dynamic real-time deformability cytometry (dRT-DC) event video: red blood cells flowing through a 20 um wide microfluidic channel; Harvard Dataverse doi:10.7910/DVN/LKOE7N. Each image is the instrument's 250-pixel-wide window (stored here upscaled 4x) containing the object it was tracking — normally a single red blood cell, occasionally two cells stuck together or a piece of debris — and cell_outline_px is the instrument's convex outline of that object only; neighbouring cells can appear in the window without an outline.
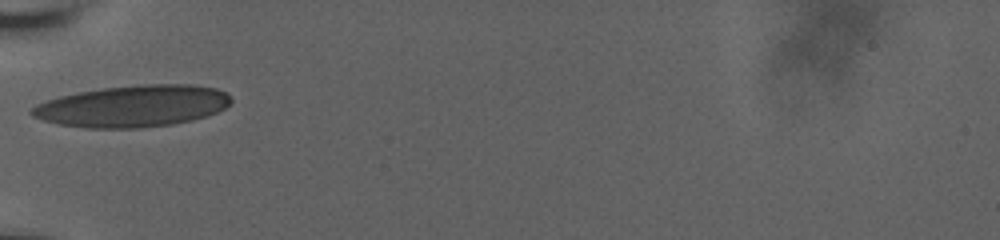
{"species": "human", "species_latin": "Homo sapiens", "temperature_condition": "room temperature", "stored_images_in_passage": 2, "camera_frame_rate_fps": 3000, "um_per_image_px": 0.085, "donor": {"sex": "male"}, "frame": {"image": 1, "passage_image": 1, "time_ms": 0.0, "image_size_px": [1000, 240], "cell_outline_px": [[232, 100], [224, 108], [216, 112], [192, 120], [172, 124], [140, 128], [84, 128], [60, 124], [44, 120], [32, 116], [28, 112], [36, 104], [60, 96], [80, 92], [104, 88], [144, 84], [192, 84], [216, 88], [224, 92]], "centroid_in_image_um": [11.27, 9.02], "position_along_channel_um": 73.7, "area_um2": 48.09}}